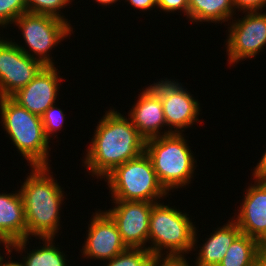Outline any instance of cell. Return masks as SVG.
Masks as SVG:
<instances>
[{"label": "cell", "mask_w": 266, "mask_h": 266, "mask_svg": "<svg viewBox=\"0 0 266 266\" xmlns=\"http://www.w3.org/2000/svg\"><path fill=\"white\" fill-rule=\"evenodd\" d=\"M261 247L258 240L241 233L218 266H258Z\"/></svg>", "instance_id": "cell-20"}, {"label": "cell", "mask_w": 266, "mask_h": 266, "mask_svg": "<svg viewBox=\"0 0 266 266\" xmlns=\"http://www.w3.org/2000/svg\"><path fill=\"white\" fill-rule=\"evenodd\" d=\"M153 254L146 248H127L103 266H149Z\"/></svg>", "instance_id": "cell-21"}, {"label": "cell", "mask_w": 266, "mask_h": 266, "mask_svg": "<svg viewBox=\"0 0 266 266\" xmlns=\"http://www.w3.org/2000/svg\"><path fill=\"white\" fill-rule=\"evenodd\" d=\"M121 2L120 0H95V2L100 6V4H101V6L103 7H107V5L109 6H111V5H113V3L115 4V3H117V2Z\"/></svg>", "instance_id": "cell-32"}, {"label": "cell", "mask_w": 266, "mask_h": 266, "mask_svg": "<svg viewBox=\"0 0 266 266\" xmlns=\"http://www.w3.org/2000/svg\"><path fill=\"white\" fill-rule=\"evenodd\" d=\"M0 117L3 130L28 166H50L51 141L44 133L41 116L21 107L10 97H1Z\"/></svg>", "instance_id": "cell-3"}, {"label": "cell", "mask_w": 266, "mask_h": 266, "mask_svg": "<svg viewBox=\"0 0 266 266\" xmlns=\"http://www.w3.org/2000/svg\"><path fill=\"white\" fill-rule=\"evenodd\" d=\"M110 201L114 203L113 208L104 211L116 223L126 247L149 250L150 213L155 202L111 199Z\"/></svg>", "instance_id": "cell-11"}, {"label": "cell", "mask_w": 266, "mask_h": 266, "mask_svg": "<svg viewBox=\"0 0 266 266\" xmlns=\"http://www.w3.org/2000/svg\"><path fill=\"white\" fill-rule=\"evenodd\" d=\"M251 183L244 189L242 203L231 218L242 234L248 235L261 244L266 243V181L251 177ZM254 182V184H253ZM246 190V191H245Z\"/></svg>", "instance_id": "cell-13"}, {"label": "cell", "mask_w": 266, "mask_h": 266, "mask_svg": "<svg viewBox=\"0 0 266 266\" xmlns=\"http://www.w3.org/2000/svg\"><path fill=\"white\" fill-rule=\"evenodd\" d=\"M190 217L179 207H170L162 201L154 203L150 213L149 251L153 255L192 253L196 224Z\"/></svg>", "instance_id": "cell-5"}, {"label": "cell", "mask_w": 266, "mask_h": 266, "mask_svg": "<svg viewBox=\"0 0 266 266\" xmlns=\"http://www.w3.org/2000/svg\"><path fill=\"white\" fill-rule=\"evenodd\" d=\"M215 230L207 235L202 244H198V229L194 233L193 251L197 254L193 261L196 266H218L223 260L228 248L241 234V230L236 222L231 218L221 227H215ZM202 245V246H201ZM199 247V248H198ZM199 249V250H198Z\"/></svg>", "instance_id": "cell-16"}, {"label": "cell", "mask_w": 266, "mask_h": 266, "mask_svg": "<svg viewBox=\"0 0 266 266\" xmlns=\"http://www.w3.org/2000/svg\"><path fill=\"white\" fill-rule=\"evenodd\" d=\"M115 110L110 108L99 119L82 160L88 175L101 181L116 166L145 152L146 139L128 117Z\"/></svg>", "instance_id": "cell-1"}, {"label": "cell", "mask_w": 266, "mask_h": 266, "mask_svg": "<svg viewBox=\"0 0 266 266\" xmlns=\"http://www.w3.org/2000/svg\"><path fill=\"white\" fill-rule=\"evenodd\" d=\"M258 266H266V243L262 244Z\"/></svg>", "instance_id": "cell-31"}, {"label": "cell", "mask_w": 266, "mask_h": 266, "mask_svg": "<svg viewBox=\"0 0 266 266\" xmlns=\"http://www.w3.org/2000/svg\"><path fill=\"white\" fill-rule=\"evenodd\" d=\"M4 37L0 34V98L11 97L45 67L25 54L15 44V39Z\"/></svg>", "instance_id": "cell-10"}, {"label": "cell", "mask_w": 266, "mask_h": 266, "mask_svg": "<svg viewBox=\"0 0 266 266\" xmlns=\"http://www.w3.org/2000/svg\"><path fill=\"white\" fill-rule=\"evenodd\" d=\"M158 8L163 12L167 13H178L182 12L188 20L189 1L188 0H157Z\"/></svg>", "instance_id": "cell-26"}, {"label": "cell", "mask_w": 266, "mask_h": 266, "mask_svg": "<svg viewBox=\"0 0 266 266\" xmlns=\"http://www.w3.org/2000/svg\"><path fill=\"white\" fill-rule=\"evenodd\" d=\"M188 19L193 24L208 22L221 24L230 22L235 12L232 0H188Z\"/></svg>", "instance_id": "cell-19"}, {"label": "cell", "mask_w": 266, "mask_h": 266, "mask_svg": "<svg viewBox=\"0 0 266 266\" xmlns=\"http://www.w3.org/2000/svg\"><path fill=\"white\" fill-rule=\"evenodd\" d=\"M123 1V0H122ZM128 2L134 10H139L142 12H146L147 10L150 12L155 7L157 9V0H125L124 2Z\"/></svg>", "instance_id": "cell-28"}, {"label": "cell", "mask_w": 266, "mask_h": 266, "mask_svg": "<svg viewBox=\"0 0 266 266\" xmlns=\"http://www.w3.org/2000/svg\"><path fill=\"white\" fill-rule=\"evenodd\" d=\"M229 23L225 47L230 66L256 58L266 49V11L246 12L244 17L234 16Z\"/></svg>", "instance_id": "cell-9"}, {"label": "cell", "mask_w": 266, "mask_h": 266, "mask_svg": "<svg viewBox=\"0 0 266 266\" xmlns=\"http://www.w3.org/2000/svg\"><path fill=\"white\" fill-rule=\"evenodd\" d=\"M112 200L159 202L168 193L160 184L152 162L144 152L116 166L104 178ZM161 199V200H160Z\"/></svg>", "instance_id": "cell-6"}, {"label": "cell", "mask_w": 266, "mask_h": 266, "mask_svg": "<svg viewBox=\"0 0 266 266\" xmlns=\"http://www.w3.org/2000/svg\"><path fill=\"white\" fill-rule=\"evenodd\" d=\"M56 103L51 105L42 115L41 121L46 137L50 140L57 138V133L62 131L67 117ZM54 137V138H53ZM52 138V139H51Z\"/></svg>", "instance_id": "cell-23"}, {"label": "cell", "mask_w": 266, "mask_h": 266, "mask_svg": "<svg viewBox=\"0 0 266 266\" xmlns=\"http://www.w3.org/2000/svg\"><path fill=\"white\" fill-rule=\"evenodd\" d=\"M157 79L149 86L160 96L168 127V135L183 134L185 130L198 124L201 114L200 102L177 79ZM188 90V91H187ZM194 124V125H193Z\"/></svg>", "instance_id": "cell-8"}, {"label": "cell", "mask_w": 266, "mask_h": 266, "mask_svg": "<svg viewBox=\"0 0 266 266\" xmlns=\"http://www.w3.org/2000/svg\"><path fill=\"white\" fill-rule=\"evenodd\" d=\"M3 245V246H11V243H8V242H5V241H2L0 240V246ZM1 250V249H0ZM2 254V255H1ZM4 254L1 252L0 253V266H2L7 260H6V255L3 256ZM5 257V258H4Z\"/></svg>", "instance_id": "cell-33"}, {"label": "cell", "mask_w": 266, "mask_h": 266, "mask_svg": "<svg viewBox=\"0 0 266 266\" xmlns=\"http://www.w3.org/2000/svg\"><path fill=\"white\" fill-rule=\"evenodd\" d=\"M30 173L19 188L22 196L27 238L56 237L61 226V205L67 199L63 187L53 178L52 167H29ZM52 174V175H51ZM65 197V198H64ZM60 213V214H59Z\"/></svg>", "instance_id": "cell-2"}, {"label": "cell", "mask_w": 266, "mask_h": 266, "mask_svg": "<svg viewBox=\"0 0 266 266\" xmlns=\"http://www.w3.org/2000/svg\"><path fill=\"white\" fill-rule=\"evenodd\" d=\"M27 12L26 0H0L1 30L12 27L11 24H13L19 16Z\"/></svg>", "instance_id": "cell-24"}, {"label": "cell", "mask_w": 266, "mask_h": 266, "mask_svg": "<svg viewBox=\"0 0 266 266\" xmlns=\"http://www.w3.org/2000/svg\"><path fill=\"white\" fill-rule=\"evenodd\" d=\"M91 217L80 250L83 258L104 263L127 249L116 223L104 210H95Z\"/></svg>", "instance_id": "cell-12"}, {"label": "cell", "mask_w": 266, "mask_h": 266, "mask_svg": "<svg viewBox=\"0 0 266 266\" xmlns=\"http://www.w3.org/2000/svg\"><path fill=\"white\" fill-rule=\"evenodd\" d=\"M37 239L42 240L43 246L34 247L35 249L33 250L29 248V251L28 247H26L30 243L29 238L11 243V250L15 249V252L20 253V258L23 256L22 259L18 260L20 261V266H71V264L67 263L68 257L65 254L66 252L60 250L62 248L55 244L56 238L45 237Z\"/></svg>", "instance_id": "cell-18"}, {"label": "cell", "mask_w": 266, "mask_h": 266, "mask_svg": "<svg viewBox=\"0 0 266 266\" xmlns=\"http://www.w3.org/2000/svg\"><path fill=\"white\" fill-rule=\"evenodd\" d=\"M139 93L126 116L146 140L168 135L160 96L150 86L143 87Z\"/></svg>", "instance_id": "cell-15"}, {"label": "cell", "mask_w": 266, "mask_h": 266, "mask_svg": "<svg viewBox=\"0 0 266 266\" xmlns=\"http://www.w3.org/2000/svg\"><path fill=\"white\" fill-rule=\"evenodd\" d=\"M149 266H196L190 265L186 255H154Z\"/></svg>", "instance_id": "cell-25"}, {"label": "cell", "mask_w": 266, "mask_h": 266, "mask_svg": "<svg viewBox=\"0 0 266 266\" xmlns=\"http://www.w3.org/2000/svg\"><path fill=\"white\" fill-rule=\"evenodd\" d=\"M62 78L57 66H45L10 98L31 113L41 116L51 105L57 103L61 81H64Z\"/></svg>", "instance_id": "cell-14"}, {"label": "cell", "mask_w": 266, "mask_h": 266, "mask_svg": "<svg viewBox=\"0 0 266 266\" xmlns=\"http://www.w3.org/2000/svg\"><path fill=\"white\" fill-rule=\"evenodd\" d=\"M232 3L235 12L240 11L242 15L246 12L264 11L266 8V0H232Z\"/></svg>", "instance_id": "cell-27"}, {"label": "cell", "mask_w": 266, "mask_h": 266, "mask_svg": "<svg viewBox=\"0 0 266 266\" xmlns=\"http://www.w3.org/2000/svg\"><path fill=\"white\" fill-rule=\"evenodd\" d=\"M13 24V28L16 26L21 31V41H25V46L18 41L15 44L25 54L39 60L45 66L56 65L57 61L55 62L51 54L52 49L74 33V28L68 22L43 14L27 12L19 16Z\"/></svg>", "instance_id": "cell-7"}, {"label": "cell", "mask_w": 266, "mask_h": 266, "mask_svg": "<svg viewBox=\"0 0 266 266\" xmlns=\"http://www.w3.org/2000/svg\"><path fill=\"white\" fill-rule=\"evenodd\" d=\"M27 238L22 196L18 191L0 193V240L13 243Z\"/></svg>", "instance_id": "cell-17"}, {"label": "cell", "mask_w": 266, "mask_h": 266, "mask_svg": "<svg viewBox=\"0 0 266 266\" xmlns=\"http://www.w3.org/2000/svg\"><path fill=\"white\" fill-rule=\"evenodd\" d=\"M185 135L172 133L146 140L145 153L160 184L168 193L189 187L195 177L197 159Z\"/></svg>", "instance_id": "cell-4"}, {"label": "cell", "mask_w": 266, "mask_h": 266, "mask_svg": "<svg viewBox=\"0 0 266 266\" xmlns=\"http://www.w3.org/2000/svg\"><path fill=\"white\" fill-rule=\"evenodd\" d=\"M72 1L75 0H26V5L28 13L57 17L72 26L70 20L68 21V18L64 16L62 10L70 6Z\"/></svg>", "instance_id": "cell-22"}, {"label": "cell", "mask_w": 266, "mask_h": 266, "mask_svg": "<svg viewBox=\"0 0 266 266\" xmlns=\"http://www.w3.org/2000/svg\"><path fill=\"white\" fill-rule=\"evenodd\" d=\"M262 157L253 167L252 177L259 181H266V150L262 153Z\"/></svg>", "instance_id": "cell-29"}, {"label": "cell", "mask_w": 266, "mask_h": 266, "mask_svg": "<svg viewBox=\"0 0 266 266\" xmlns=\"http://www.w3.org/2000/svg\"><path fill=\"white\" fill-rule=\"evenodd\" d=\"M3 248L7 251L6 253L3 251V253L8 255L9 258L7 257V261L2 266H20L17 260H12L11 252L13 251L11 250V246H4Z\"/></svg>", "instance_id": "cell-30"}]
</instances>
